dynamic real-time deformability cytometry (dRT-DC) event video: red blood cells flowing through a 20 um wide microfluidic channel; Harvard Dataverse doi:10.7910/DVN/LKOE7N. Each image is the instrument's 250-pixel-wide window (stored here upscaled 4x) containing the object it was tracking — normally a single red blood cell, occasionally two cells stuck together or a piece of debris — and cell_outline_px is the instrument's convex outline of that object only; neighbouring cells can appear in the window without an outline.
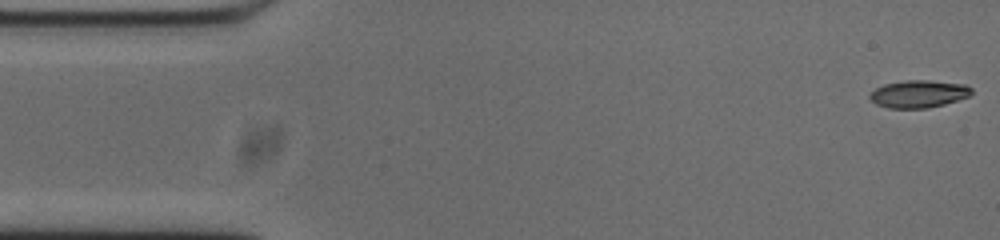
{"species": "common noctule bat (a hibernating species)", "species_latin": "Nyctalus noctula", "temperature_condition": "cold", "stored_images_in_passage": 53, "camera_frame_rate_fps": 3000, "um_per_image_px": 0.085, "animal": {"sex": "male", "body_mass_g": 20.0, "forearm_length_mm": 53.3}, "frame": {"image": 1, "passage_image": 1, "time_ms": 0.0, "image_size_px": [1000, 240], "cell_outline_px": [[972, 92], [968, 96], [944, 104], [928, 108], [888, 108], [876, 104], [868, 96], [876, 88], [884, 84], [908, 80], [928, 80], [964, 84], [972, 88]], "centroid_in_image_um": [78.07, 7.98], "position_along_channel_um": 6.9, "area_um2": 16.13}}
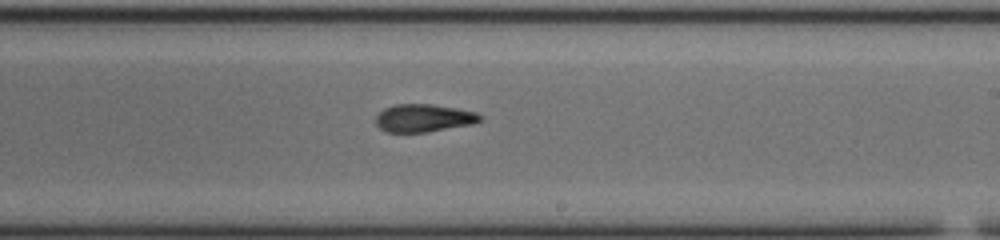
{"frame": {"image": 2, "passage_image": 30, "time_ms": 9.667, "image_size_px": [1000, 240], "cell_outline_px": [[484, 120], [472, 124], [428, 132], [388, 132], [380, 128], [376, 124], [376, 116], [384, 108], [396, 104], [432, 104], [456, 108], [476, 112], [484, 116]], "centroid_in_image_um": [36.06, 10.03], "position_along_channel_um": 252.9, "area_um2": 16.99}}
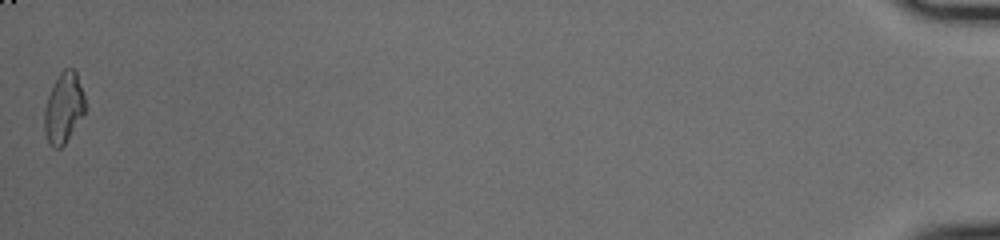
{"frame": {"image": 3, "passage_image": 53, "time_ms": 17.333, "image_size_px": [1000, 240], "cell_outline_px": [[88, 108], [64, 144], [60, 148], [52, 148], [48, 144], [44, 132], [44, 108], [48, 96], [60, 72], [64, 68], [72, 68], [76, 72]], "centroid_in_image_um": [5.41, 9.2], "position_along_channel_um": 429.8, "area_um2": 16.82}, "authors_computed_cell_mechanics": {"area_um2": 16.8198, "velocity_mm_per_s": 3.7431, "shape_relaxation_time_tau1_ms": 6.4012, "shape_relaxation_time_tau2_ms": 4.5683, "deformation_change_tau1": 0.2243, "deformation_change_tau2": 0.1294}}